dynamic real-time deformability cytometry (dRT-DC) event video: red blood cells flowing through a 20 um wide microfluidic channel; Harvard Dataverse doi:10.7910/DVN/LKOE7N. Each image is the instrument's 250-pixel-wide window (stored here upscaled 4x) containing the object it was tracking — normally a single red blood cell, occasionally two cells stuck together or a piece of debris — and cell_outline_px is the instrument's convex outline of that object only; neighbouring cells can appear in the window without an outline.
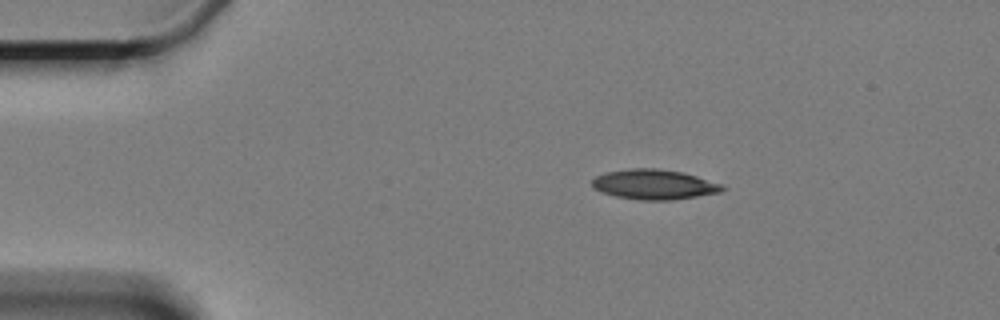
{"species": "Egyptian fruit bat (a non-hibernating species)", "species_latin": "Rousettus aegyptiacus", "temperature_condition": "cold", "stored_images_in_passage": 5, "camera_frame_rate_fps": 3000, "um_per_image_px": 0.085, "animal": {"sex": "female"}, "frame": {"image": 1, "passage_image": 3, "time_ms": 2.333, "image_size_px": [1000, 320], "cell_outline_px": [[728, 188], [720, 192], [672, 200], [640, 200], [616, 196], [604, 192], [596, 188], [592, 184], [592, 180], [596, 176], [604, 172], [632, 168], [656, 168], [684, 172], [720, 184]], "centroid_in_image_um": [55.61, 15.67], "position_along_channel_um": 29.4, "area_um2": 22.54}}